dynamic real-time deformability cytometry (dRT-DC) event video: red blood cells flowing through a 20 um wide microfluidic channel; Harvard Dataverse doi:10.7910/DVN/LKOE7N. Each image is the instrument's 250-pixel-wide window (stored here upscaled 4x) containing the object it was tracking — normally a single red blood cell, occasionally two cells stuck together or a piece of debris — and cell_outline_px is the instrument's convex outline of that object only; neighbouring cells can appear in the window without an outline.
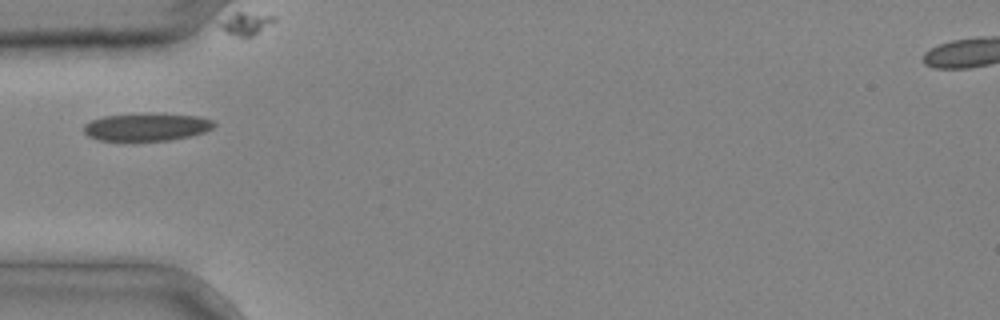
{"species": "common noctule bat (a hibernating species)", "species_latin": "Nyctalus noctula", "temperature_condition": "cold", "stored_images_in_passage": 2, "camera_frame_rate_fps": 3000, "um_per_image_px": 0.085, "animal": {"sex": "male", "body_mass_g": 20.4}, "frame": {"image": 1, "passage_image": 1, "time_ms": 0.0, "image_size_px": [1000, 320], "cell_outline_px": [[216, 124], [212, 128], [204, 132], [192, 136], [172, 140], [100, 140], [88, 136], [84, 132], [84, 124], [92, 120], [104, 116], [144, 112], [196, 116], [212, 120]], "centroid_in_image_um": [12.47, 10.78], "position_along_channel_um": 72.5, "area_um2": 21.15}}